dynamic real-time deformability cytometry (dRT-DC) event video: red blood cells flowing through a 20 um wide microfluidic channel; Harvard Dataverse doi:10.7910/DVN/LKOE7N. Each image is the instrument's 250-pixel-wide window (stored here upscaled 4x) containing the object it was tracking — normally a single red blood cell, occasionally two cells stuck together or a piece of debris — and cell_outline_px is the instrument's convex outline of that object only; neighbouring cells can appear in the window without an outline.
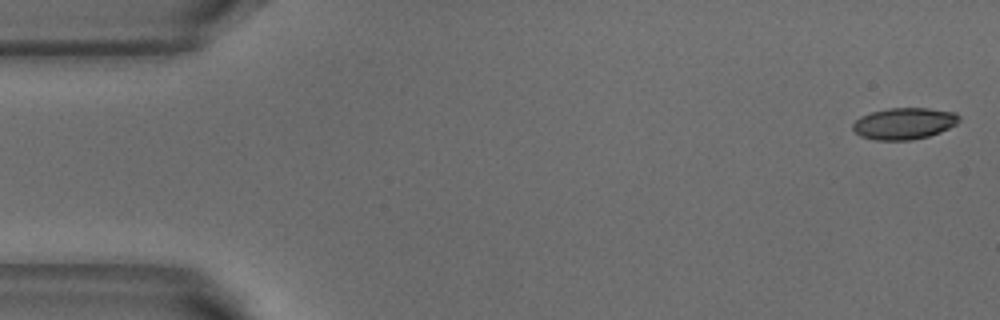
{"species": "common noctule bat (a hibernating species)", "species_latin": "Nyctalus noctula", "temperature_condition": "warm", "stored_images_in_passage": 6, "camera_frame_rate_fps": 3000, "um_per_image_px": 0.085, "animal": {"sex": "male", "body_mass_g": 18.8}, "frame": {"image": 1, "passage_image": 1, "time_ms": 0.0, "image_size_px": [1000, 320], "cell_outline_px": [[960, 120], [956, 124], [940, 132], [928, 136], [912, 140], [876, 140], [860, 136], [852, 128], [852, 124], [860, 116], [872, 112], [888, 108], [928, 108], [956, 112], [960, 116]], "centroid_in_image_um": [76.86, 10.49], "position_along_channel_um": 8.1, "area_um2": 19.59}}
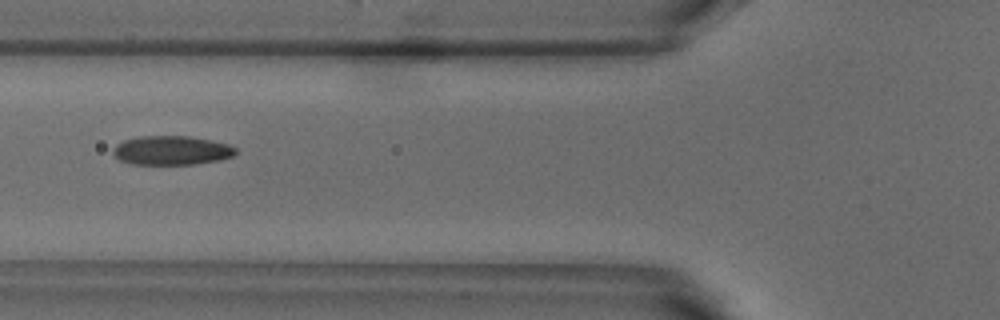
{"frame": {"image": 2, "passage_image": 6, "time_ms": 1.667, "image_size_px": [1000, 320], "cell_outline_px": [[236, 152], [232, 156], [220, 160], [196, 164], [132, 164], [120, 160], [112, 152], [112, 148], [116, 144], [124, 140], [136, 136], [188, 136], [228, 144], [236, 148]], "centroid_in_image_um": [14.55, 12.78], "position_along_channel_um": 111.3, "area_um2": 20.75}}